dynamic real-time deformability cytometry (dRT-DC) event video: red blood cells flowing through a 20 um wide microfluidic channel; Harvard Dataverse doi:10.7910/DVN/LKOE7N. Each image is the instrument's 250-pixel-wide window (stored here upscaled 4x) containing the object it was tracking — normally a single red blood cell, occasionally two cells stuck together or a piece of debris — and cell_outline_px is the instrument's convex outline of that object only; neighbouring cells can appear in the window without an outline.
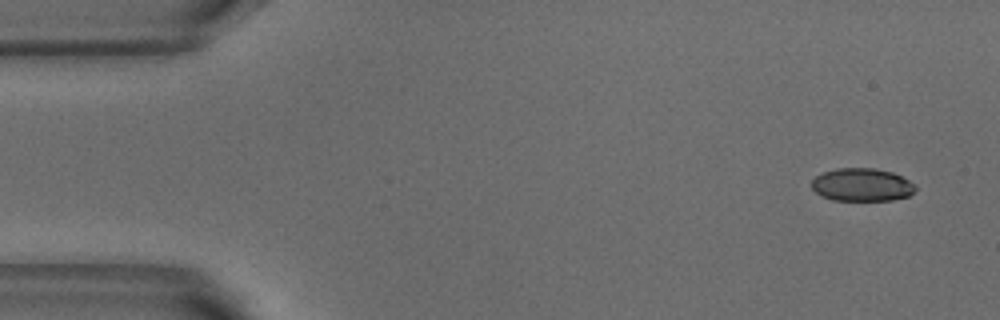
{"species": "common noctule bat (a hibernating species)", "species_latin": "Nyctalus noctula", "temperature_condition": "warm", "stored_images_in_passage": 4, "camera_frame_rate_fps": 3000, "um_per_image_px": 0.085, "animal": {"sex": "male", "body_mass_g": 18.8}, "frame": {"image": 1, "passage_image": 1, "time_ms": 0.0, "image_size_px": [1000, 320], "cell_outline_px": [[916, 188], [908, 196], [892, 200], [832, 200], [816, 192], [812, 188], [812, 180], [816, 176], [824, 172], [836, 168], [872, 168], [892, 172], [908, 180]], "centroid_in_image_um": [73.24, 15.7], "position_along_channel_um": 11.8, "area_um2": 19.65}}
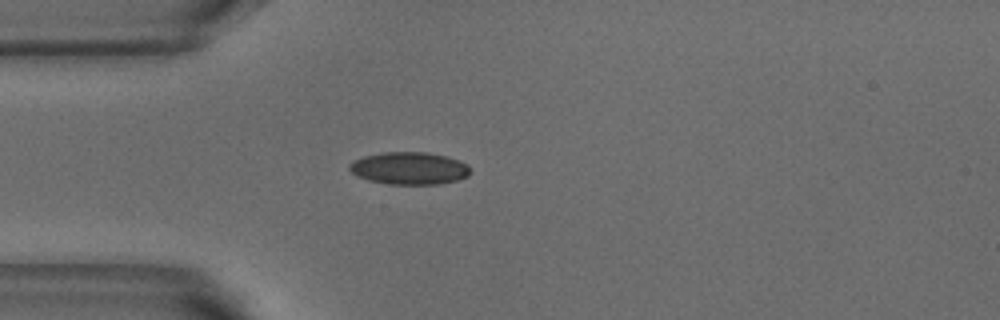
{"frame": {"image": 2, "passage_image": 4, "time_ms": 1.0, "image_size_px": [1000, 320], "cell_outline_px": [[472, 172], [468, 176], [456, 180], [440, 184], [388, 184], [368, 180], [352, 172], [348, 168], [348, 164], [352, 160], [364, 156], [384, 152], [424, 152], [448, 156], [468, 164]], "centroid_in_image_um": [34.81, 14.3], "position_along_channel_um": 50.2, "area_um2": 22.95}}